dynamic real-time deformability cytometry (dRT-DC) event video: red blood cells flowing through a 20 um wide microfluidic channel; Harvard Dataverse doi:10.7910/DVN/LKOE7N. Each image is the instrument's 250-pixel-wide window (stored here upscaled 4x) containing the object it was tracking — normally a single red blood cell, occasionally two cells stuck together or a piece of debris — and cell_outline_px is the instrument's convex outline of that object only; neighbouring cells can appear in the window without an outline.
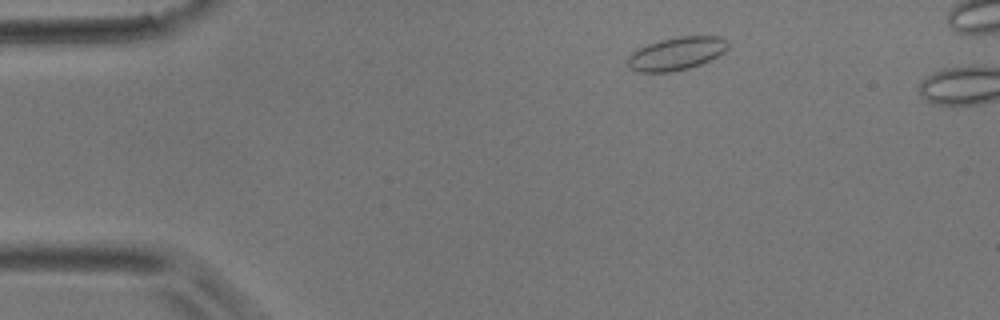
{"species": "common noctule bat (a hibernating species)", "species_latin": "Nyctalus noctula", "temperature_condition": "room temperature", "stored_images_in_passage": 3, "camera_frame_rate_fps": 3000, "um_per_image_px": 0.085, "animal": {"sex": "male", "body_mass_g": 17.9}, "frame": {"image": 1, "passage_image": 1, "time_ms": 0.0, "image_size_px": [1000, 320], "cell_outline_px": [[728, 48], [724, 52], [700, 64], [688, 68], [672, 72], [640, 72], [632, 68], [628, 64], [628, 56], [632, 52], [648, 44], [660, 40], [680, 36], [720, 36], [728, 44]], "centroid_in_image_um": [57.5, 4.55], "position_along_channel_um": 27.5, "area_um2": 18.96}}